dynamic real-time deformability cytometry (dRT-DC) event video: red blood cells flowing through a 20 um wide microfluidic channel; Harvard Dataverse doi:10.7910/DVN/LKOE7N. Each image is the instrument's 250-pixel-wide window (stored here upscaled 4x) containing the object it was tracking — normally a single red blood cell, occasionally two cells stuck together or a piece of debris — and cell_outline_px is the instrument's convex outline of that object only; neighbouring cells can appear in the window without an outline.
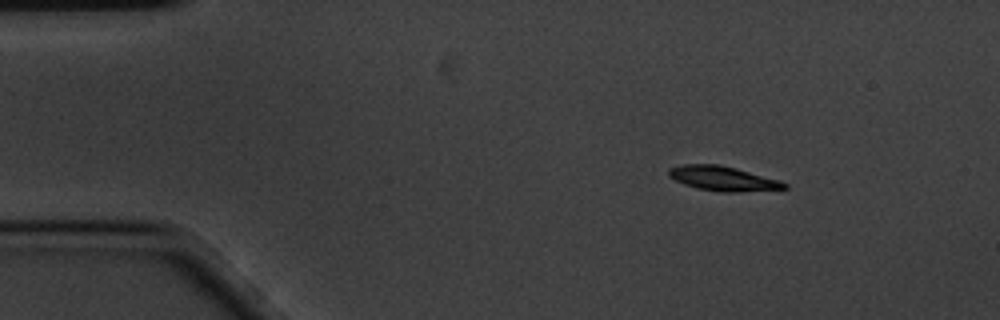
{"species": "common noctule bat (a hibernating species)", "species_latin": "Nyctalus noctula", "temperature_condition": "cold", "stored_images_in_passage": 8, "camera_frame_rate_fps": 3000, "um_per_image_px": 0.085, "animal": {"sex": "male", "body_mass_g": 20.1, "forearm_length_mm": 53.5}, "frame": {"image": 1, "passage_image": 1, "time_ms": 0.0, "image_size_px": [1000, 320], "cell_outline_px": [[788, 188], [740, 192], [720, 192], [696, 188], [684, 184], [668, 176], [668, 168], [680, 164], [720, 164], [780, 180], [788, 184]], "centroid_in_image_um": [61.43, 15.17], "position_along_channel_um": 23.6, "area_um2": 16.65}}
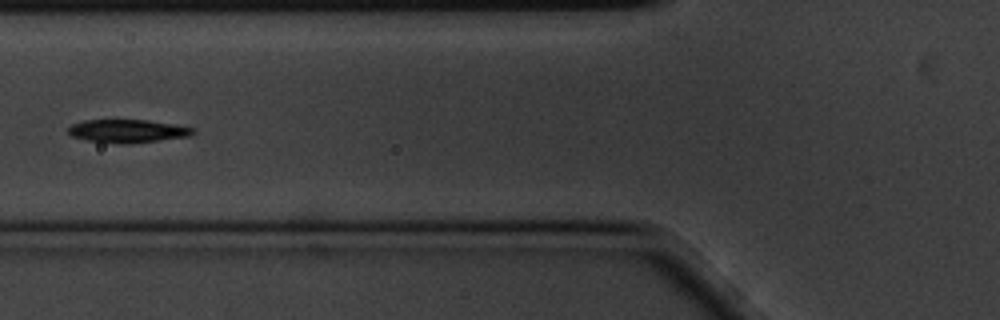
{"frame": {"image": 2, "passage_image": 5, "time_ms": 1.333, "image_size_px": [1000, 320], "cell_outline_px": [[196, 132], [188, 136], [128, 144], [120, 144], [88, 140], [72, 136], [68, 132], [68, 128], [72, 124], [84, 120], [148, 120], [176, 124], [196, 128]], "centroid_in_image_um": [10.87, 11.13], "position_along_channel_um": 114.9, "area_um2": 16.82}}
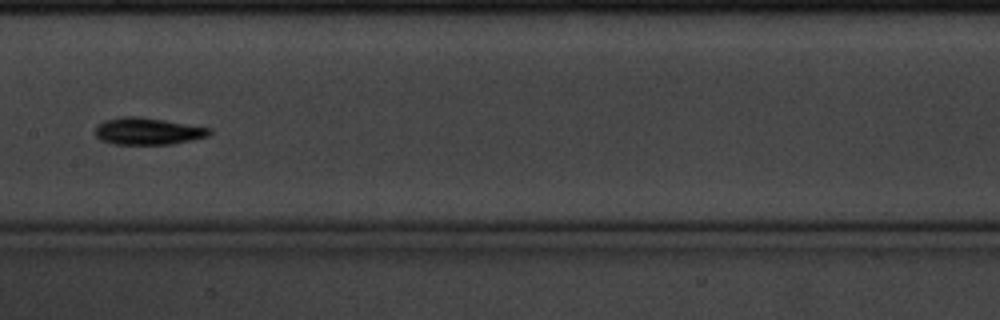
{"frame": {"image": 3, "passage_image": 7, "time_ms": 2.0, "image_size_px": [1000, 320], "cell_outline_px": [[212, 132], [208, 136], [192, 140], [172, 144], [112, 144], [100, 140], [96, 136], [96, 128], [104, 120], [124, 116], [140, 116], [212, 128]], "centroid_in_image_um": [12.58, 11.15], "position_along_channel_um": 194.8, "area_um2": 17.98}}